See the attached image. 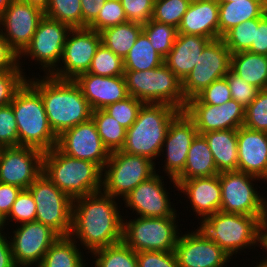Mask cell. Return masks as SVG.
Listing matches in <instances>:
<instances>
[{"mask_svg":"<svg viewBox=\"0 0 267 267\" xmlns=\"http://www.w3.org/2000/svg\"><path fill=\"white\" fill-rule=\"evenodd\" d=\"M116 200L103 191L73 200L70 236L86 253L122 242L124 217Z\"/></svg>","mask_w":267,"mask_h":267,"instance_id":"1","label":"cell"},{"mask_svg":"<svg viewBox=\"0 0 267 267\" xmlns=\"http://www.w3.org/2000/svg\"><path fill=\"white\" fill-rule=\"evenodd\" d=\"M39 78L27 76V81L40 93L49 124L57 136L91 118L92 109L74 80L45 75Z\"/></svg>","mask_w":267,"mask_h":267,"instance_id":"2","label":"cell"},{"mask_svg":"<svg viewBox=\"0 0 267 267\" xmlns=\"http://www.w3.org/2000/svg\"><path fill=\"white\" fill-rule=\"evenodd\" d=\"M43 174L73 200L102 191L103 170L97 164L68 156L57 147L44 152Z\"/></svg>","mask_w":267,"mask_h":267,"instance_id":"3","label":"cell"},{"mask_svg":"<svg viewBox=\"0 0 267 267\" xmlns=\"http://www.w3.org/2000/svg\"><path fill=\"white\" fill-rule=\"evenodd\" d=\"M18 131L19 146L32 147L43 152L57 145L40 93L26 80L11 102Z\"/></svg>","mask_w":267,"mask_h":267,"instance_id":"4","label":"cell"},{"mask_svg":"<svg viewBox=\"0 0 267 267\" xmlns=\"http://www.w3.org/2000/svg\"><path fill=\"white\" fill-rule=\"evenodd\" d=\"M181 111L172 105L145 103L136 121L127 129L121 151L157 162L168 127Z\"/></svg>","mask_w":267,"mask_h":267,"instance_id":"5","label":"cell"},{"mask_svg":"<svg viewBox=\"0 0 267 267\" xmlns=\"http://www.w3.org/2000/svg\"><path fill=\"white\" fill-rule=\"evenodd\" d=\"M258 217L218 211L199 222L198 227L232 258L242 250L246 253L244 249L261 247Z\"/></svg>","mask_w":267,"mask_h":267,"instance_id":"6","label":"cell"},{"mask_svg":"<svg viewBox=\"0 0 267 267\" xmlns=\"http://www.w3.org/2000/svg\"><path fill=\"white\" fill-rule=\"evenodd\" d=\"M129 96L145 103L167 104L183 111L186 107L182 81L163 63L151 70H125Z\"/></svg>","mask_w":267,"mask_h":267,"instance_id":"7","label":"cell"},{"mask_svg":"<svg viewBox=\"0 0 267 267\" xmlns=\"http://www.w3.org/2000/svg\"><path fill=\"white\" fill-rule=\"evenodd\" d=\"M156 169V164L146 157L121 150L110 152L103 168L102 191L123 200L141 182L148 180L160 170Z\"/></svg>","mask_w":267,"mask_h":267,"instance_id":"8","label":"cell"},{"mask_svg":"<svg viewBox=\"0 0 267 267\" xmlns=\"http://www.w3.org/2000/svg\"><path fill=\"white\" fill-rule=\"evenodd\" d=\"M123 218L122 241L135 252L175 250L181 230L177 224L179 217H134Z\"/></svg>","mask_w":267,"mask_h":267,"instance_id":"9","label":"cell"},{"mask_svg":"<svg viewBox=\"0 0 267 267\" xmlns=\"http://www.w3.org/2000/svg\"><path fill=\"white\" fill-rule=\"evenodd\" d=\"M28 189L37 206L35 221L49 226L59 236H70L73 199L57 188L43 173Z\"/></svg>","mask_w":267,"mask_h":267,"instance_id":"10","label":"cell"},{"mask_svg":"<svg viewBox=\"0 0 267 267\" xmlns=\"http://www.w3.org/2000/svg\"><path fill=\"white\" fill-rule=\"evenodd\" d=\"M71 29L69 25L44 15L30 44L19 55L20 68L24 67L22 66V57L25 58V61L28 57L33 59L35 64L41 65L39 69L45 72V76H50L58 68L66 38Z\"/></svg>","mask_w":267,"mask_h":267,"instance_id":"11","label":"cell"},{"mask_svg":"<svg viewBox=\"0 0 267 267\" xmlns=\"http://www.w3.org/2000/svg\"><path fill=\"white\" fill-rule=\"evenodd\" d=\"M231 66V52L222 38L211 40L203 49L193 70L182 81L188 101L196 97L213 81L224 78Z\"/></svg>","mask_w":267,"mask_h":267,"instance_id":"12","label":"cell"},{"mask_svg":"<svg viewBox=\"0 0 267 267\" xmlns=\"http://www.w3.org/2000/svg\"><path fill=\"white\" fill-rule=\"evenodd\" d=\"M100 44V32L88 27L72 28L67 35L58 68L50 76L74 80L78 75L88 72Z\"/></svg>","mask_w":267,"mask_h":267,"instance_id":"13","label":"cell"},{"mask_svg":"<svg viewBox=\"0 0 267 267\" xmlns=\"http://www.w3.org/2000/svg\"><path fill=\"white\" fill-rule=\"evenodd\" d=\"M219 181L221 185L220 211L259 216L263 192L260 193L254 183L261 182L260 178L240 171H224L219 173Z\"/></svg>","mask_w":267,"mask_h":267,"instance_id":"14","label":"cell"},{"mask_svg":"<svg viewBox=\"0 0 267 267\" xmlns=\"http://www.w3.org/2000/svg\"><path fill=\"white\" fill-rule=\"evenodd\" d=\"M16 226L9 236L15 265L38 267L48 249L60 236L49 226L36 221Z\"/></svg>","mask_w":267,"mask_h":267,"instance_id":"15","label":"cell"},{"mask_svg":"<svg viewBox=\"0 0 267 267\" xmlns=\"http://www.w3.org/2000/svg\"><path fill=\"white\" fill-rule=\"evenodd\" d=\"M198 134L194 122L181 111L170 123L159 155L165 157L163 172L178 191L175 179L183 172L189 148ZM165 151V153H164ZM163 154V155H161Z\"/></svg>","mask_w":267,"mask_h":267,"instance_id":"16","label":"cell"},{"mask_svg":"<svg viewBox=\"0 0 267 267\" xmlns=\"http://www.w3.org/2000/svg\"><path fill=\"white\" fill-rule=\"evenodd\" d=\"M43 155L32 147H0V182L28 189L43 173Z\"/></svg>","mask_w":267,"mask_h":267,"instance_id":"17","label":"cell"},{"mask_svg":"<svg viewBox=\"0 0 267 267\" xmlns=\"http://www.w3.org/2000/svg\"><path fill=\"white\" fill-rule=\"evenodd\" d=\"M159 172H156L148 180L135 187L123 199L125 206L123 208L132 210V213L135 211L137 217H179L174 204L170 202L172 199L169 198L171 193H168L166 189L167 184L163 181L164 176L159 175Z\"/></svg>","mask_w":267,"mask_h":267,"instance_id":"18","label":"cell"},{"mask_svg":"<svg viewBox=\"0 0 267 267\" xmlns=\"http://www.w3.org/2000/svg\"><path fill=\"white\" fill-rule=\"evenodd\" d=\"M56 147L68 156L91 161L102 170L110 156L92 118L62 132L57 137Z\"/></svg>","mask_w":267,"mask_h":267,"instance_id":"19","label":"cell"},{"mask_svg":"<svg viewBox=\"0 0 267 267\" xmlns=\"http://www.w3.org/2000/svg\"><path fill=\"white\" fill-rule=\"evenodd\" d=\"M175 255L180 267H227L231 257L199 227L179 235Z\"/></svg>","mask_w":267,"mask_h":267,"instance_id":"20","label":"cell"},{"mask_svg":"<svg viewBox=\"0 0 267 267\" xmlns=\"http://www.w3.org/2000/svg\"><path fill=\"white\" fill-rule=\"evenodd\" d=\"M43 17L44 12L39 8L13 0L0 17V33L20 55L30 44Z\"/></svg>","mask_w":267,"mask_h":267,"instance_id":"21","label":"cell"},{"mask_svg":"<svg viewBox=\"0 0 267 267\" xmlns=\"http://www.w3.org/2000/svg\"><path fill=\"white\" fill-rule=\"evenodd\" d=\"M194 122L198 134L218 130H237L243 126L245 107L231 99L222 105L186 104L183 110Z\"/></svg>","mask_w":267,"mask_h":267,"instance_id":"22","label":"cell"},{"mask_svg":"<svg viewBox=\"0 0 267 267\" xmlns=\"http://www.w3.org/2000/svg\"><path fill=\"white\" fill-rule=\"evenodd\" d=\"M74 82L79 86L92 111L129 97L124 75L98 76L88 72L78 75Z\"/></svg>","mask_w":267,"mask_h":267,"instance_id":"23","label":"cell"},{"mask_svg":"<svg viewBox=\"0 0 267 267\" xmlns=\"http://www.w3.org/2000/svg\"><path fill=\"white\" fill-rule=\"evenodd\" d=\"M238 171L267 183V133L241 126L237 129Z\"/></svg>","mask_w":267,"mask_h":267,"instance_id":"24","label":"cell"},{"mask_svg":"<svg viewBox=\"0 0 267 267\" xmlns=\"http://www.w3.org/2000/svg\"><path fill=\"white\" fill-rule=\"evenodd\" d=\"M178 185V193H183L190 201L193 214L200 222L206 217L220 211L221 185L219 174L211 177L193 178L188 180H175ZM180 191V192H179ZM187 196V197H186Z\"/></svg>","mask_w":267,"mask_h":267,"instance_id":"25","label":"cell"},{"mask_svg":"<svg viewBox=\"0 0 267 267\" xmlns=\"http://www.w3.org/2000/svg\"><path fill=\"white\" fill-rule=\"evenodd\" d=\"M178 33L219 39L218 0H192L183 15Z\"/></svg>","mask_w":267,"mask_h":267,"instance_id":"26","label":"cell"},{"mask_svg":"<svg viewBox=\"0 0 267 267\" xmlns=\"http://www.w3.org/2000/svg\"><path fill=\"white\" fill-rule=\"evenodd\" d=\"M210 41L211 39L203 36L178 33L172 49L164 58V64L183 81Z\"/></svg>","mask_w":267,"mask_h":267,"instance_id":"27","label":"cell"},{"mask_svg":"<svg viewBox=\"0 0 267 267\" xmlns=\"http://www.w3.org/2000/svg\"><path fill=\"white\" fill-rule=\"evenodd\" d=\"M211 150L218 172L238 171L237 130H218L202 134Z\"/></svg>","mask_w":267,"mask_h":267,"instance_id":"28","label":"cell"},{"mask_svg":"<svg viewBox=\"0 0 267 267\" xmlns=\"http://www.w3.org/2000/svg\"><path fill=\"white\" fill-rule=\"evenodd\" d=\"M267 13V0H233L219 3V38L232 27L246 20L261 18Z\"/></svg>","mask_w":267,"mask_h":267,"instance_id":"29","label":"cell"},{"mask_svg":"<svg viewBox=\"0 0 267 267\" xmlns=\"http://www.w3.org/2000/svg\"><path fill=\"white\" fill-rule=\"evenodd\" d=\"M219 174L205 137L197 134L188 151L183 172L175 180L211 177Z\"/></svg>","mask_w":267,"mask_h":267,"instance_id":"30","label":"cell"},{"mask_svg":"<svg viewBox=\"0 0 267 267\" xmlns=\"http://www.w3.org/2000/svg\"><path fill=\"white\" fill-rule=\"evenodd\" d=\"M230 69L259 90L267 89V55L249 51L231 54Z\"/></svg>","mask_w":267,"mask_h":267,"instance_id":"31","label":"cell"},{"mask_svg":"<svg viewBox=\"0 0 267 267\" xmlns=\"http://www.w3.org/2000/svg\"><path fill=\"white\" fill-rule=\"evenodd\" d=\"M80 248V244L71 236H60L48 249L38 267H87L88 262Z\"/></svg>","mask_w":267,"mask_h":267,"instance_id":"32","label":"cell"},{"mask_svg":"<svg viewBox=\"0 0 267 267\" xmlns=\"http://www.w3.org/2000/svg\"><path fill=\"white\" fill-rule=\"evenodd\" d=\"M142 31L143 26L134 22L111 26L100 31L101 43L124 59Z\"/></svg>","mask_w":267,"mask_h":267,"instance_id":"33","label":"cell"},{"mask_svg":"<svg viewBox=\"0 0 267 267\" xmlns=\"http://www.w3.org/2000/svg\"><path fill=\"white\" fill-rule=\"evenodd\" d=\"M124 70H151L164 63V58L153 48L147 35L142 31L123 59Z\"/></svg>","mask_w":267,"mask_h":267,"instance_id":"34","label":"cell"},{"mask_svg":"<svg viewBox=\"0 0 267 267\" xmlns=\"http://www.w3.org/2000/svg\"><path fill=\"white\" fill-rule=\"evenodd\" d=\"M97 132L103 145L109 152L121 150L125 143L127 129L122 127L117 121L109 116L103 109L92 111L91 115Z\"/></svg>","mask_w":267,"mask_h":267,"instance_id":"35","label":"cell"},{"mask_svg":"<svg viewBox=\"0 0 267 267\" xmlns=\"http://www.w3.org/2000/svg\"><path fill=\"white\" fill-rule=\"evenodd\" d=\"M90 255L94 257V267H138L136 252L123 241L97 249Z\"/></svg>","mask_w":267,"mask_h":267,"instance_id":"36","label":"cell"},{"mask_svg":"<svg viewBox=\"0 0 267 267\" xmlns=\"http://www.w3.org/2000/svg\"><path fill=\"white\" fill-rule=\"evenodd\" d=\"M259 18L246 20L228 30L222 39L231 54L242 51H248L255 42L256 27H258Z\"/></svg>","mask_w":267,"mask_h":267,"instance_id":"37","label":"cell"},{"mask_svg":"<svg viewBox=\"0 0 267 267\" xmlns=\"http://www.w3.org/2000/svg\"><path fill=\"white\" fill-rule=\"evenodd\" d=\"M143 26L153 48L165 58L173 47L178 35V29L172 25L161 23L152 18Z\"/></svg>","mask_w":267,"mask_h":267,"instance_id":"38","label":"cell"},{"mask_svg":"<svg viewBox=\"0 0 267 267\" xmlns=\"http://www.w3.org/2000/svg\"><path fill=\"white\" fill-rule=\"evenodd\" d=\"M44 15L71 28H82L81 0H50Z\"/></svg>","mask_w":267,"mask_h":267,"instance_id":"39","label":"cell"},{"mask_svg":"<svg viewBox=\"0 0 267 267\" xmlns=\"http://www.w3.org/2000/svg\"><path fill=\"white\" fill-rule=\"evenodd\" d=\"M124 61L102 43L97 48L88 73L98 76L124 75Z\"/></svg>","mask_w":267,"mask_h":267,"instance_id":"40","label":"cell"},{"mask_svg":"<svg viewBox=\"0 0 267 267\" xmlns=\"http://www.w3.org/2000/svg\"><path fill=\"white\" fill-rule=\"evenodd\" d=\"M192 0H155L152 19L178 29Z\"/></svg>","mask_w":267,"mask_h":267,"instance_id":"41","label":"cell"},{"mask_svg":"<svg viewBox=\"0 0 267 267\" xmlns=\"http://www.w3.org/2000/svg\"><path fill=\"white\" fill-rule=\"evenodd\" d=\"M243 126L267 133V89L259 90L257 96L245 108Z\"/></svg>","mask_w":267,"mask_h":267,"instance_id":"42","label":"cell"},{"mask_svg":"<svg viewBox=\"0 0 267 267\" xmlns=\"http://www.w3.org/2000/svg\"><path fill=\"white\" fill-rule=\"evenodd\" d=\"M36 204L33 195L29 189H22L15 200L9 215L4 219L5 226L10 222L17 225L34 222L36 218Z\"/></svg>","mask_w":267,"mask_h":267,"instance_id":"43","label":"cell"},{"mask_svg":"<svg viewBox=\"0 0 267 267\" xmlns=\"http://www.w3.org/2000/svg\"><path fill=\"white\" fill-rule=\"evenodd\" d=\"M144 103L133 96L106 106L103 110L125 129L136 121L138 112Z\"/></svg>","mask_w":267,"mask_h":267,"instance_id":"44","label":"cell"},{"mask_svg":"<svg viewBox=\"0 0 267 267\" xmlns=\"http://www.w3.org/2000/svg\"><path fill=\"white\" fill-rule=\"evenodd\" d=\"M126 22L128 21L121 1L105 0L104 6L100 10L97 18L88 26V28L100 32L108 27Z\"/></svg>","mask_w":267,"mask_h":267,"instance_id":"45","label":"cell"},{"mask_svg":"<svg viewBox=\"0 0 267 267\" xmlns=\"http://www.w3.org/2000/svg\"><path fill=\"white\" fill-rule=\"evenodd\" d=\"M232 99L226 77L213 81L196 97L191 98L186 104L222 105Z\"/></svg>","mask_w":267,"mask_h":267,"instance_id":"46","label":"cell"},{"mask_svg":"<svg viewBox=\"0 0 267 267\" xmlns=\"http://www.w3.org/2000/svg\"><path fill=\"white\" fill-rule=\"evenodd\" d=\"M19 146L17 123L11 104L0 107V147Z\"/></svg>","mask_w":267,"mask_h":267,"instance_id":"47","label":"cell"},{"mask_svg":"<svg viewBox=\"0 0 267 267\" xmlns=\"http://www.w3.org/2000/svg\"><path fill=\"white\" fill-rule=\"evenodd\" d=\"M24 70L0 72V107L11 104L17 90L27 80Z\"/></svg>","mask_w":267,"mask_h":267,"instance_id":"48","label":"cell"},{"mask_svg":"<svg viewBox=\"0 0 267 267\" xmlns=\"http://www.w3.org/2000/svg\"><path fill=\"white\" fill-rule=\"evenodd\" d=\"M225 77L228 81L232 99L246 108L257 96L259 89L236 75L231 69Z\"/></svg>","mask_w":267,"mask_h":267,"instance_id":"49","label":"cell"},{"mask_svg":"<svg viewBox=\"0 0 267 267\" xmlns=\"http://www.w3.org/2000/svg\"><path fill=\"white\" fill-rule=\"evenodd\" d=\"M155 0H121L128 22L144 25L153 16Z\"/></svg>","mask_w":267,"mask_h":267,"instance_id":"50","label":"cell"},{"mask_svg":"<svg viewBox=\"0 0 267 267\" xmlns=\"http://www.w3.org/2000/svg\"><path fill=\"white\" fill-rule=\"evenodd\" d=\"M138 267H180L174 251L136 252Z\"/></svg>","mask_w":267,"mask_h":267,"instance_id":"51","label":"cell"},{"mask_svg":"<svg viewBox=\"0 0 267 267\" xmlns=\"http://www.w3.org/2000/svg\"><path fill=\"white\" fill-rule=\"evenodd\" d=\"M7 70H25L19 66V55L0 33V72Z\"/></svg>","mask_w":267,"mask_h":267,"instance_id":"52","label":"cell"},{"mask_svg":"<svg viewBox=\"0 0 267 267\" xmlns=\"http://www.w3.org/2000/svg\"><path fill=\"white\" fill-rule=\"evenodd\" d=\"M21 188L0 182V216L5 219L21 192Z\"/></svg>","mask_w":267,"mask_h":267,"instance_id":"53","label":"cell"},{"mask_svg":"<svg viewBox=\"0 0 267 267\" xmlns=\"http://www.w3.org/2000/svg\"><path fill=\"white\" fill-rule=\"evenodd\" d=\"M251 53L267 55V13L259 18L258 27H256L255 42H252Z\"/></svg>","mask_w":267,"mask_h":267,"instance_id":"54","label":"cell"},{"mask_svg":"<svg viewBox=\"0 0 267 267\" xmlns=\"http://www.w3.org/2000/svg\"><path fill=\"white\" fill-rule=\"evenodd\" d=\"M105 0H81L82 28L88 27L98 16Z\"/></svg>","mask_w":267,"mask_h":267,"instance_id":"55","label":"cell"},{"mask_svg":"<svg viewBox=\"0 0 267 267\" xmlns=\"http://www.w3.org/2000/svg\"><path fill=\"white\" fill-rule=\"evenodd\" d=\"M9 233L11 232L8 231L6 234L4 231V233L0 234V267H17L13 260Z\"/></svg>","mask_w":267,"mask_h":267,"instance_id":"56","label":"cell"},{"mask_svg":"<svg viewBox=\"0 0 267 267\" xmlns=\"http://www.w3.org/2000/svg\"><path fill=\"white\" fill-rule=\"evenodd\" d=\"M261 195V208L258 217L259 231L263 239L267 238V196Z\"/></svg>","mask_w":267,"mask_h":267,"instance_id":"57","label":"cell"},{"mask_svg":"<svg viewBox=\"0 0 267 267\" xmlns=\"http://www.w3.org/2000/svg\"><path fill=\"white\" fill-rule=\"evenodd\" d=\"M25 3H28L32 6H35L37 8H39L40 10H42L43 12L46 11L49 3H50V0H21Z\"/></svg>","mask_w":267,"mask_h":267,"instance_id":"58","label":"cell"},{"mask_svg":"<svg viewBox=\"0 0 267 267\" xmlns=\"http://www.w3.org/2000/svg\"><path fill=\"white\" fill-rule=\"evenodd\" d=\"M261 249L262 251L265 250V254L267 255V240L266 239H263L262 241V244H261ZM260 263L263 264L265 267H267V257H263L261 260H260Z\"/></svg>","mask_w":267,"mask_h":267,"instance_id":"59","label":"cell"},{"mask_svg":"<svg viewBox=\"0 0 267 267\" xmlns=\"http://www.w3.org/2000/svg\"><path fill=\"white\" fill-rule=\"evenodd\" d=\"M13 0H0V17L3 15L4 11L8 8Z\"/></svg>","mask_w":267,"mask_h":267,"instance_id":"60","label":"cell"},{"mask_svg":"<svg viewBox=\"0 0 267 267\" xmlns=\"http://www.w3.org/2000/svg\"><path fill=\"white\" fill-rule=\"evenodd\" d=\"M4 229H8V228H6L4 219L0 216V234H1V233H4V232H3Z\"/></svg>","mask_w":267,"mask_h":267,"instance_id":"61","label":"cell"},{"mask_svg":"<svg viewBox=\"0 0 267 267\" xmlns=\"http://www.w3.org/2000/svg\"><path fill=\"white\" fill-rule=\"evenodd\" d=\"M219 3L233 2V0H218Z\"/></svg>","mask_w":267,"mask_h":267,"instance_id":"62","label":"cell"},{"mask_svg":"<svg viewBox=\"0 0 267 267\" xmlns=\"http://www.w3.org/2000/svg\"><path fill=\"white\" fill-rule=\"evenodd\" d=\"M256 265L254 267H265L263 264H261L260 262L257 261V263H255Z\"/></svg>","mask_w":267,"mask_h":267,"instance_id":"63","label":"cell"}]
</instances>
